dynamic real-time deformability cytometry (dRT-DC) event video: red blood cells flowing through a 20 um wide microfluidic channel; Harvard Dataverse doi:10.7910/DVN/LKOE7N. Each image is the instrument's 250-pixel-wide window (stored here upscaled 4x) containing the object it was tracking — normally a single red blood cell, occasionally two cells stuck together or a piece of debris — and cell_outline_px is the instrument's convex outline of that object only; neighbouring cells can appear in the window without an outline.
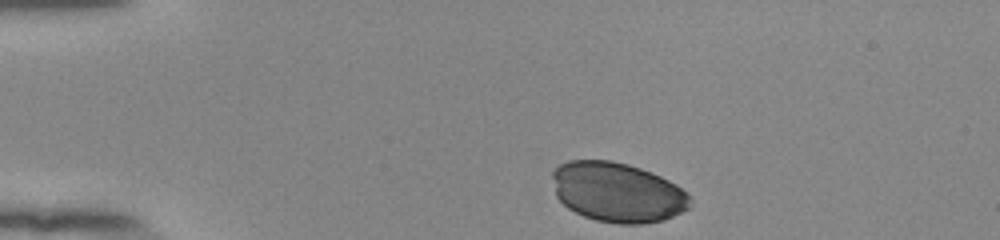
{"species": "human", "species_latin": "Homo sapiens", "temperature_condition": "room temperature", "stored_images_in_passage": 35, "camera_frame_rate_fps": 3000, "um_per_image_px": 0.085, "donor": {"sex": "female"}, "frame": {"image": 1, "passage_image": 1, "time_ms": 0.0, "image_size_px": [1000, 240], "cell_outline_px": [[692, 200], [688, 208], [672, 216], [660, 220], [640, 224], [620, 224], [596, 220], [584, 216], [568, 208], [556, 196], [552, 176], [552, 172], [560, 164], [568, 160], [612, 160], [628, 164], [640, 168], [660, 176], [676, 184]], "centroid_in_image_um": [52.45, 16.33], "position_along_channel_um": 32.5, "area_um2": 47.63}}
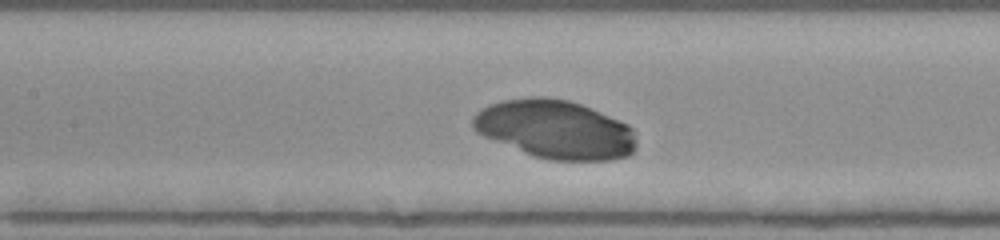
{"frame": {"image": 2, "passage_image": 16, "time_ms": 5.0, "image_size_px": [1000, 240], "cell_outline_px": [[636, 148], [628, 156], [612, 160], [548, 160], [524, 152], [484, 136], [476, 132], [472, 128], [472, 116], [476, 112], [488, 104], [500, 100], [532, 96], [544, 96], [568, 100], [580, 104], [628, 124], [632, 128], [636, 140]], "centroid_in_image_um": [47.17, 10.98], "position_along_channel_um": 160.2, "area_um2": 55.83}}
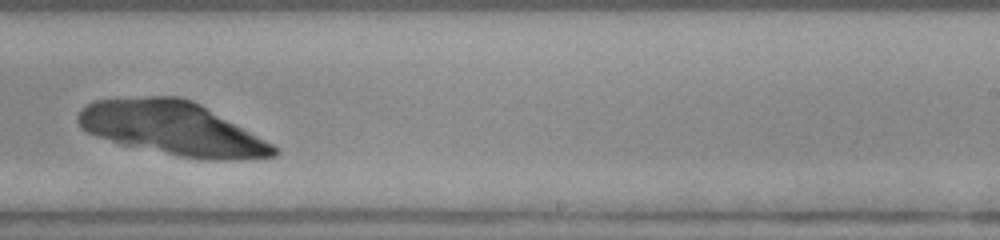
{"frame": {"image": 3, "passage_image": 25, "time_ms": 8.0, "image_size_px": [1000, 240], "cell_outline_px": [[280, 152], [276, 156], [240, 160], [208, 160], [180, 156], [128, 144], [96, 136], [80, 128], [76, 120], [76, 116], [80, 108], [84, 104], [92, 100], [148, 96], [180, 96], [192, 100], [200, 104], [272, 144]], "centroid_in_image_um": [14.62, 10.89], "position_along_channel_um": 274.4, "area_um2": 60.57}}